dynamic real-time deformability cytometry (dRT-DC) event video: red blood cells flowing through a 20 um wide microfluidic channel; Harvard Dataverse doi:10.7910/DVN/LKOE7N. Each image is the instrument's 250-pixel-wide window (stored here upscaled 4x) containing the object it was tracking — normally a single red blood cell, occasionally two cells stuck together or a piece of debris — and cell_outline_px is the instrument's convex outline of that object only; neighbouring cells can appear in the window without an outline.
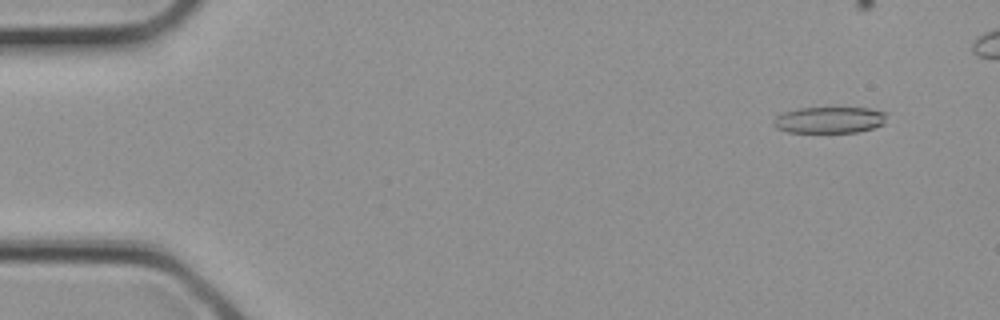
{"species": "common noctule bat (a hibernating species)", "species_latin": "Nyctalus noctula", "temperature_condition": "cold", "stored_images_in_passage": 3, "segment_of_instrument_passage": [2, 2], "camera_frame_rate_fps": 3000, "um_per_image_px": 0.085, "animal": {"sex": "female", "body_mass_g": 21.9}, "frame": {"image": 1, "passage_image": 3, "time_ms": 0.667, "image_size_px": [1000, 320], "cell_outline_px": [[888, 112], [884, 124], [872, 128], [856, 132], [788, 132], [776, 128], [772, 124], [772, 120], [776, 116], [784, 112], [800, 108], [868, 108]], "centroid_in_image_um": [70.5, 10.19], "position_along_channel_um": 14.5, "area_um2": 17.46}}